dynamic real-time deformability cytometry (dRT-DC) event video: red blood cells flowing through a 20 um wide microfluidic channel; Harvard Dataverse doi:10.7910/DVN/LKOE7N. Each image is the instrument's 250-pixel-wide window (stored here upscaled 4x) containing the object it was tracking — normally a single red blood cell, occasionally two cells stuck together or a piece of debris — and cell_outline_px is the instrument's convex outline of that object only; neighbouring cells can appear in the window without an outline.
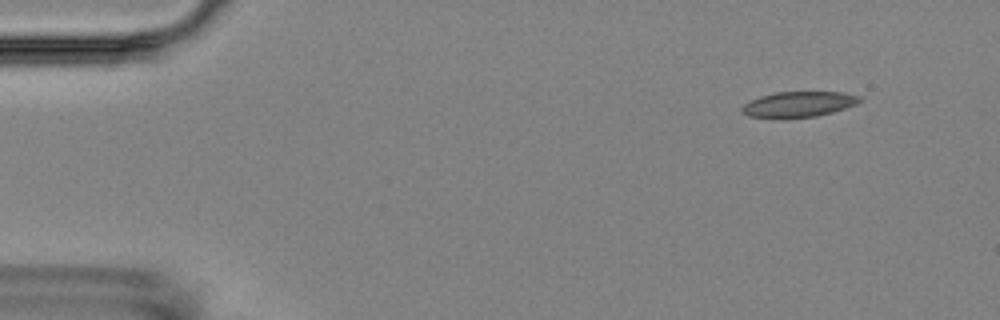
{"species": "Egyptian fruit bat (a non-hibernating species)", "species_latin": "Rousettus aegyptiacus", "temperature_condition": "room temperature", "stored_images_in_passage": 5, "camera_frame_rate_fps": 3000, "um_per_image_px": 0.085, "animal": {"sex": "female"}, "frame": {"image": 1, "passage_image": 2, "time_ms": 1.333, "image_size_px": [1000, 320], "cell_outline_px": [[864, 100], [856, 104], [832, 112], [816, 116], [748, 116], [740, 112], [740, 108], [748, 100], [760, 96], [776, 92], [844, 92], [860, 96]], "centroid_in_image_um": [67.9, 8.82], "position_along_channel_um": 17.1, "area_um2": 17.11}}
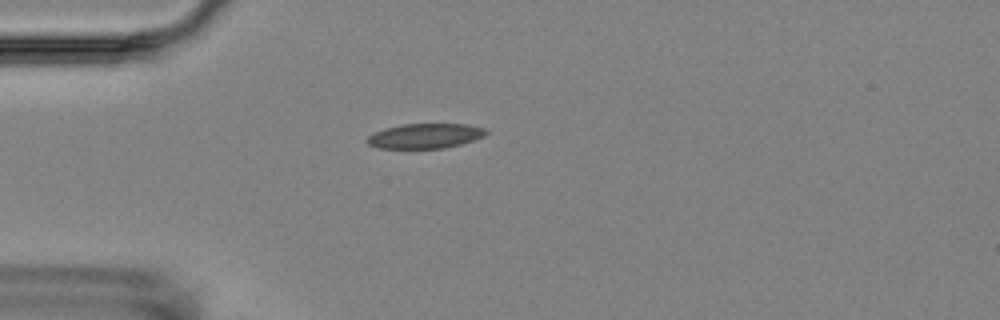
{"frame": {"image": 2, "passage_image": 5, "time_ms": 4.667, "image_size_px": [1000, 320], "cell_outline_px": [[488, 132], [484, 136], [460, 144], [444, 148], [376, 148], [368, 144], [364, 140], [368, 136], [384, 128], [400, 124], [468, 124], [488, 128]], "centroid_in_image_um": [36.13, 11.54], "position_along_channel_um": 48.9, "area_um2": 17.34}}